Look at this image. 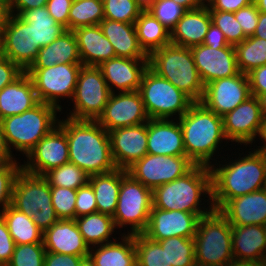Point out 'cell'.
Wrapping results in <instances>:
<instances>
[{
  "instance_id": "cell-32",
  "label": "cell",
  "mask_w": 266,
  "mask_h": 266,
  "mask_svg": "<svg viewBox=\"0 0 266 266\" xmlns=\"http://www.w3.org/2000/svg\"><path fill=\"white\" fill-rule=\"evenodd\" d=\"M121 236L120 242L112 238L113 242L98 245L96 250L90 247L89 254L96 266H137L134 235Z\"/></svg>"
},
{
  "instance_id": "cell-64",
  "label": "cell",
  "mask_w": 266,
  "mask_h": 266,
  "mask_svg": "<svg viewBox=\"0 0 266 266\" xmlns=\"http://www.w3.org/2000/svg\"><path fill=\"white\" fill-rule=\"evenodd\" d=\"M226 266H261V263L233 260Z\"/></svg>"
},
{
  "instance_id": "cell-74",
  "label": "cell",
  "mask_w": 266,
  "mask_h": 266,
  "mask_svg": "<svg viewBox=\"0 0 266 266\" xmlns=\"http://www.w3.org/2000/svg\"><path fill=\"white\" fill-rule=\"evenodd\" d=\"M264 229H265V235H266V223H265V225H264Z\"/></svg>"
},
{
  "instance_id": "cell-25",
  "label": "cell",
  "mask_w": 266,
  "mask_h": 266,
  "mask_svg": "<svg viewBox=\"0 0 266 266\" xmlns=\"http://www.w3.org/2000/svg\"><path fill=\"white\" fill-rule=\"evenodd\" d=\"M46 252L85 256L90 248L85 243L75 219H59L43 232Z\"/></svg>"
},
{
  "instance_id": "cell-52",
  "label": "cell",
  "mask_w": 266,
  "mask_h": 266,
  "mask_svg": "<svg viewBox=\"0 0 266 266\" xmlns=\"http://www.w3.org/2000/svg\"><path fill=\"white\" fill-rule=\"evenodd\" d=\"M73 0H48L46 8L57 23L68 30L69 11Z\"/></svg>"
},
{
  "instance_id": "cell-41",
  "label": "cell",
  "mask_w": 266,
  "mask_h": 266,
  "mask_svg": "<svg viewBox=\"0 0 266 266\" xmlns=\"http://www.w3.org/2000/svg\"><path fill=\"white\" fill-rule=\"evenodd\" d=\"M43 177L50 186L77 190L89 182V175L70 162L46 172Z\"/></svg>"
},
{
  "instance_id": "cell-24",
  "label": "cell",
  "mask_w": 266,
  "mask_h": 266,
  "mask_svg": "<svg viewBox=\"0 0 266 266\" xmlns=\"http://www.w3.org/2000/svg\"><path fill=\"white\" fill-rule=\"evenodd\" d=\"M147 152L152 155H186L179 121L150 119L147 122Z\"/></svg>"
},
{
  "instance_id": "cell-36",
  "label": "cell",
  "mask_w": 266,
  "mask_h": 266,
  "mask_svg": "<svg viewBox=\"0 0 266 266\" xmlns=\"http://www.w3.org/2000/svg\"><path fill=\"white\" fill-rule=\"evenodd\" d=\"M19 17L32 25L34 43L40 49L59 37L66 28L50 16L45 6L23 11Z\"/></svg>"
},
{
  "instance_id": "cell-73",
  "label": "cell",
  "mask_w": 266,
  "mask_h": 266,
  "mask_svg": "<svg viewBox=\"0 0 266 266\" xmlns=\"http://www.w3.org/2000/svg\"><path fill=\"white\" fill-rule=\"evenodd\" d=\"M211 0H203L204 4H208ZM206 2V3H205Z\"/></svg>"
},
{
  "instance_id": "cell-21",
  "label": "cell",
  "mask_w": 266,
  "mask_h": 266,
  "mask_svg": "<svg viewBox=\"0 0 266 266\" xmlns=\"http://www.w3.org/2000/svg\"><path fill=\"white\" fill-rule=\"evenodd\" d=\"M111 153L119 169H127L147 152V122L109 131Z\"/></svg>"
},
{
  "instance_id": "cell-47",
  "label": "cell",
  "mask_w": 266,
  "mask_h": 266,
  "mask_svg": "<svg viewBox=\"0 0 266 266\" xmlns=\"http://www.w3.org/2000/svg\"><path fill=\"white\" fill-rule=\"evenodd\" d=\"M148 11L171 32L187 10L173 0H157Z\"/></svg>"
},
{
  "instance_id": "cell-17",
  "label": "cell",
  "mask_w": 266,
  "mask_h": 266,
  "mask_svg": "<svg viewBox=\"0 0 266 266\" xmlns=\"http://www.w3.org/2000/svg\"><path fill=\"white\" fill-rule=\"evenodd\" d=\"M22 170L43 176L49 170L69 162V146L66 133L57 125L27 154Z\"/></svg>"
},
{
  "instance_id": "cell-68",
  "label": "cell",
  "mask_w": 266,
  "mask_h": 266,
  "mask_svg": "<svg viewBox=\"0 0 266 266\" xmlns=\"http://www.w3.org/2000/svg\"><path fill=\"white\" fill-rule=\"evenodd\" d=\"M260 12L266 13V0H253Z\"/></svg>"
},
{
  "instance_id": "cell-29",
  "label": "cell",
  "mask_w": 266,
  "mask_h": 266,
  "mask_svg": "<svg viewBox=\"0 0 266 266\" xmlns=\"http://www.w3.org/2000/svg\"><path fill=\"white\" fill-rule=\"evenodd\" d=\"M211 22L207 5L187 10L171 30V43L187 48L203 44Z\"/></svg>"
},
{
  "instance_id": "cell-8",
  "label": "cell",
  "mask_w": 266,
  "mask_h": 266,
  "mask_svg": "<svg viewBox=\"0 0 266 266\" xmlns=\"http://www.w3.org/2000/svg\"><path fill=\"white\" fill-rule=\"evenodd\" d=\"M11 206L31 217L43 232L59 220L52 205L47 180L23 170L15 180Z\"/></svg>"
},
{
  "instance_id": "cell-50",
  "label": "cell",
  "mask_w": 266,
  "mask_h": 266,
  "mask_svg": "<svg viewBox=\"0 0 266 266\" xmlns=\"http://www.w3.org/2000/svg\"><path fill=\"white\" fill-rule=\"evenodd\" d=\"M259 13L260 11L254 2L246 7L240 8L234 13L236 20L239 22L247 37L253 36L258 25Z\"/></svg>"
},
{
  "instance_id": "cell-72",
  "label": "cell",
  "mask_w": 266,
  "mask_h": 266,
  "mask_svg": "<svg viewBox=\"0 0 266 266\" xmlns=\"http://www.w3.org/2000/svg\"><path fill=\"white\" fill-rule=\"evenodd\" d=\"M263 189L266 190V176H265V182H264V187H263Z\"/></svg>"
},
{
  "instance_id": "cell-16",
  "label": "cell",
  "mask_w": 266,
  "mask_h": 266,
  "mask_svg": "<svg viewBox=\"0 0 266 266\" xmlns=\"http://www.w3.org/2000/svg\"><path fill=\"white\" fill-rule=\"evenodd\" d=\"M150 120L139 91L111 93L96 120L106 131L146 123Z\"/></svg>"
},
{
  "instance_id": "cell-4",
  "label": "cell",
  "mask_w": 266,
  "mask_h": 266,
  "mask_svg": "<svg viewBox=\"0 0 266 266\" xmlns=\"http://www.w3.org/2000/svg\"><path fill=\"white\" fill-rule=\"evenodd\" d=\"M183 133L186 156L195 165L210 167L219 143L226 139L223 118L209 110L201 102H194L189 110L178 118Z\"/></svg>"
},
{
  "instance_id": "cell-9",
  "label": "cell",
  "mask_w": 266,
  "mask_h": 266,
  "mask_svg": "<svg viewBox=\"0 0 266 266\" xmlns=\"http://www.w3.org/2000/svg\"><path fill=\"white\" fill-rule=\"evenodd\" d=\"M138 91L150 119H170L173 115L180 118L194 103L188 95L149 67L144 72Z\"/></svg>"
},
{
  "instance_id": "cell-13",
  "label": "cell",
  "mask_w": 266,
  "mask_h": 266,
  "mask_svg": "<svg viewBox=\"0 0 266 266\" xmlns=\"http://www.w3.org/2000/svg\"><path fill=\"white\" fill-rule=\"evenodd\" d=\"M194 166L186 155L165 156L147 153L126 170L134 180L153 190L184 176Z\"/></svg>"
},
{
  "instance_id": "cell-42",
  "label": "cell",
  "mask_w": 266,
  "mask_h": 266,
  "mask_svg": "<svg viewBox=\"0 0 266 266\" xmlns=\"http://www.w3.org/2000/svg\"><path fill=\"white\" fill-rule=\"evenodd\" d=\"M137 266H168L166 250L143 234H134Z\"/></svg>"
},
{
  "instance_id": "cell-26",
  "label": "cell",
  "mask_w": 266,
  "mask_h": 266,
  "mask_svg": "<svg viewBox=\"0 0 266 266\" xmlns=\"http://www.w3.org/2000/svg\"><path fill=\"white\" fill-rule=\"evenodd\" d=\"M74 33L83 66L98 67L104 61L116 57L114 47L99 24L76 28Z\"/></svg>"
},
{
  "instance_id": "cell-56",
  "label": "cell",
  "mask_w": 266,
  "mask_h": 266,
  "mask_svg": "<svg viewBox=\"0 0 266 266\" xmlns=\"http://www.w3.org/2000/svg\"><path fill=\"white\" fill-rule=\"evenodd\" d=\"M253 0H211L207 5L209 10L235 13L240 8L248 6Z\"/></svg>"
},
{
  "instance_id": "cell-6",
  "label": "cell",
  "mask_w": 266,
  "mask_h": 266,
  "mask_svg": "<svg viewBox=\"0 0 266 266\" xmlns=\"http://www.w3.org/2000/svg\"><path fill=\"white\" fill-rule=\"evenodd\" d=\"M56 112L61 110L54 105L39 102L30 110L0 120L10 151L13 146V149L27 156L58 125Z\"/></svg>"
},
{
  "instance_id": "cell-43",
  "label": "cell",
  "mask_w": 266,
  "mask_h": 266,
  "mask_svg": "<svg viewBox=\"0 0 266 266\" xmlns=\"http://www.w3.org/2000/svg\"><path fill=\"white\" fill-rule=\"evenodd\" d=\"M104 18L135 24L142 10L135 0H103Z\"/></svg>"
},
{
  "instance_id": "cell-60",
  "label": "cell",
  "mask_w": 266,
  "mask_h": 266,
  "mask_svg": "<svg viewBox=\"0 0 266 266\" xmlns=\"http://www.w3.org/2000/svg\"><path fill=\"white\" fill-rule=\"evenodd\" d=\"M0 158H14L12 155V151H10L6 143L5 134L3 132L1 121H0Z\"/></svg>"
},
{
  "instance_id": "cell-23",
  "label": "cell",
  "mask_w": 266,
  "mask_h": 266,
  "mask_svg": "<svg viewBox=\"0 0 266 266\" xmlns=\"http://www.w3.org/2000/svg\"><path fill=\"white\" fill-rule=\"evenodd\" d=\"M219 212L230 225L248 226L266 223V190L251 192L229 200Z\"/></svg>"
},
{
  "instance_id": "cell-53",
  "label": "cell",
  "mask_w": 266,
  "mask_h": 266,
  "mask_svg": "<svg viewBox=\"0 0 266 266\" xmlns=\"http://www.w3.org/2000/svg\"><path fill=\"white\" fill-rule=\"evenodd\" d=\"M23 72L17 64L0 54V91L16 80Z\"/></svg>"
},
{
  "instance_id": "cell-38",
  "label": "cell",
  "mask_w": 266,
  "mask_h": 266,
  "mask_svg": "<svg viewBox=\"0 0 266 266\" xmlns=\"http://www.w3.org/2000/svg\"><path fill=\"white\" fill-rule=\"evenodd\" d=\"M234 47L241 73L248 74L266 64V39L250 36Z\"/></svg>"
},
{
  "instance_id": "cell-62",
  "label": "cell",
  "mask_w": 266,
  "mask_h": 266,
  "mask_svg": "<svg viewBox=\"0 0 266 266\" xmlns=\"http://www.w3.org/2000/svg\"><path fill=\"white\" fill-rule=\"evenodd\" d=\"M8 15V3L4 0H0V31L5 24Z\"/></svg>"
},
{
  "instance_id": "cell-11",
  "label": "cell",
  "mask_w": 266,
  "mask_h": 266,
  "mask_svg": "<svg viewBox=\"0 0 266 266\" xmlns=\"http://www.w3.org/2000/svg\"><path fill=\"white\" fill-rule=\"evenodd\" d=\"M82 66V63H58L48 68H28L25 72L33 82L39 102L62 110L59 98L72 100Z\"/></svg>"
},
{
  "instance_id": "cell-30",
  "label": "cell",
  "mask_w": 266,
  "mask_h": 266,
  "mask_svg": "<svg viewBox=\"0 0 266 266\" xmlns=\"http://www.w3.org/2000/svg\"><path fill=\"white\" fill-rule=\"evenodd\" d=\"M99 25L114 47L116 57L148 59L138 42L135 24L104 18Z\"/></svg>"
},
{
  "instance_id": "cell-40",
  "label": "cell",
  "mask_w": 266,
  "mask_h": 266,
  "mask_svg": "<svg viewBox=\"0 0 266 266\" xmlns=\"http://www.w3.org/2000/svg\"><path fill=\"white\" fill-rule=\"evenodd\" d=\"M166 250L168 266H194V238L171 237L157 241Z\"/></svg>"
},
{
  "instance_id": "cell-34",
  "label": "cell",
  "mask_w": 266,
  "mask_h": 266,
  "mask_svg": "<svg viewBox=\"0 0 266 266\" xmlns=\"http://www.w3.org/2000/svg\"><path fill=\"white\" fill-rule=\"evenodd\" d=\"M140 47L149 56L153 51L171 43V32L149 11H142L135 21Z\"/></svg>"
},
{
  "instance_id": "cell-51",
  "label": "cell",
  "mask_w": 266,
  "mask_h": 266,
  "mask_svg": "<svg viewBox=\"0 0 266 266\" xmlns=\"http://www.w3.org/2000/svg\"><path fill=\"white\" fill-rule=\"evenodd\" d=\"M15 242L11 237L7 224L0 216V266H6L13 255Z\"/></svg>"
},
{
  "instance_id": "cell-59",
  "label": "cell",
  "mask_w": 266,
  "mask_h": 266,
  "mask_svg": "<svg viewBox=\"0 0 266 266\" xmlns=\"http://www.w3.org/2000/svg\"><path fill=\"white\" fill-rule=\"evenodd\" d=\"M253 36L261 39H266V13H259L258 25Z\"/></svg>"
},
{
  "instance_id": "cell-55",
  "label": "cell",
  "mask_w": 266,
  "mask_h": 266,
  "mask_svg": "<svg viewBox=\"0 0 266 266\" xmlns=\"http://www.w3.org/2000/svg\"><path fill=\"white\" fill-rule=\"evenodd\" d=\"M81 256L46 252L44 266H79Z\"/></svg>"
},
{
  "instance_id": "cell-39",
  "label": "cell",
  "mask_w": 266,
  "mask_h": 266,
  "mask_svg": "<svg viewBox=\"0 0 266 266\" xmlns=\"http://www.w3.org/2000/svg\"><path fill=\"white\" fill-rule=\"evenodd\" d=\"M103 19V0H73L69 11L68 30L98 25Z\"/></svg>"
},
{
  "instance_id": "cell-1",
  "label": "cell",
  "mask_w": 266,
  "mask_h": 266,
  "mask_svg": "<svg viewBox=\"0 0 266 266\" xmlns=\"http://www.w3.org/2000/svg\"><path fill=\"white\" fill-rule=\"evenodd\" d=\"M58 126L66 133L69 162L89 176L105 174L117 169L110 145L109 132L96 120H59Z\"/></svg>"
},
{
  "instance_id": "cell-58",
  "label": "cell",
  "mask_w": 266,
  "mask_h": 266,
  "mask_svg": "<svg viewBox=\"0 0 266 266\" xmlns=\"http://www.w3.org/2000/svg\"><path fill=\"white\" fill-rule=\"evenodd\" d=\"M203 44L213 49L223 48L230 45L223 32L212 22L208 28Z\"/></svg>"
},
{
  "instance_id": "cell-28",
  "label": "cell",
  "mask_w": 266,
  "mask_h": 266,
  "mask_svg": "<svg viewBox=\"0 0 266 266\" xmlns=\"http://www.w3.org/2000/svg\"><path fill=\"white\" fill-rule=\"evenodd\" d=\"M38 103L33 82L24 71L0 91V120L30 110Z\"/></svg>"
},
{
  "instance_id": "cell-10",
  "label": "cell",
  "mask_w": 266,
  "mask_h": 266,
  "mask_svg": "<svg viewBox=\"0 0 266 266\" xmlns=\"http://www.w3.org/2000/svg\"><path fill=\"white\" fill-rule=\"evenodd\" d=\"M153 207L152 190L128 173L122 178L113 220L116 228L131 226L127 234H142Z\"/></svg>"
},
{
  "instance_id": "cell-22",
  "label": "cell",
  "mask_w": 266,
  "mask_h": 266,
  "mask_svg": "<svg viewBox=\"0 0 266 266\" xmlns=\"http://www.w3.org/2000/svg\"><path fill=\"white\" fill-rule=\"evenodd\" d=\"M98 67L111 93H114V88L118 92H131L139 90L144 72L149 67V59L115 57Z\"/></svg>"
},
{
  "instance_id": "cell-37",
  "label": "cell",
  "mask_w": 266,
  "mask_h": 266,
  "mask_svg": "<svg viewBox=\"0 0 266 266\" xmlns=\"http://www.w3.org/2000/svg\"><path fill=\"white\" fill-rule=\"evenodd\" d=\"M75 221L89 248L93 245L96 249V245L112 242L109 237L116 229L112 216L96 212L77 217Z\"/></svg>"
},
{
  "instance_id": "cell-27",
  "label": "cell",
  "mask_w": 266,
  "mask_h": 266,
  "mask_svg": "<svg viewBox=\"0 0 266 266\" xmlns=\"http://www.w3.org/2000/svg\"><path fill=\"white\" fill-rule=\"evenodd\" d=\"M234 260L262 263L266 259V235L263 225H231Z\"/></svg>"
},
{
  "instance_id": "cell-31",
  "label": "cell",
  "mask_w": 266,
  "mask_h": 266,
  "mask_svg": "<svg viewBox=\"0 0 266 266\" xmlns=\"http://www.w3.org/2000/svg\"><path fill=\"white\" fill-rule=\"evenodd\" d=\"M58 63H82L74 31L66 30L42 47L29 68H48Z\"/></svg>"
},
{
  "instance_id": "cell-5",
  "label": "cell",
  "mask_w": 266,
  "mask_h": 266,
  "mask_svg": "<svg viewBox=\"0 0 266 266\" xmlns=\"http://www.w3.org/2000/svg\"><path fill=\"white\" fill-rule=\"evenodd\" d=\"M149 68L167 79L194 102H200L204 84L196 69L190 48L172 43L153 51L149 56Z\"/></svg>"
},
{
  "instance_id": "cell-45",
  "label": "cell",
  "mask_w": 266,
  "mask_h": 266,
  "mask_svg": "<svg viewBox=\"0 0 266 266\" xmlns=\"http://www.w3.org/2000/svg\"><path fill=\"white\" fill-rule=\"evenodd\" d=\"M45 254L43 243L15 245L11 260L6 266H44Z\"/></svg>"
},
{
  "instance_id": "cell-20",
  "label": "cell",
  "mask_w": 266,
  "mask_h": 266,
  "mask_svg": "<svg viewBox=\"0 0 266 266\" xmlns=\"http://www.w3.org/2000/svg\"><path fill=\"white\" fill-rule=\"evenodd\" d=\"M190 49L196 69L204 85L240 73L234 45L213 49L201 44Z\"/></svg>"
},
{
  "instance_id": "cell-70",
  "label": "cell",
  "mask_w": 266,
  "mask_h": 266,
  "mask_svg": "<svg viewBox=\"0 0 266 266\" xmlns=\"http://www.w3.org/2000/svg\"><path fill=\"white\" fill-rule=\"evenodd\" d=\"M194 266H216V265H209V264H197V263H195V265Z\"/></svg>"
},
{
  "instance_id": "cell-46",
  "label": "cell",
  "mask_w": 266,
  "mask_h": 266,
  "mask_svg": "<svg viewBox=\"0 0 266 266\" xmlns=\"http://www.w3.org/2000/svg\"><path fill=\"white\" fill-rule=\"evenodd\" d=\"M51 201L59 219H75L77 190L50 186Z\"/></svg>"
},
{
  "instance_id": "cell-69",
  "label": "cell",
  "mask_w": 266,
  "mask_h": 266,
  "mask_svg": "<svg viewBox=\"0 0 266 266\" xmlns=\"http://www.w3.org/2000/svg\"><path fill=\"white\" fill-rule=\"evenodd\" d=\"M15 158H0V170H2L8 163L14 162Z\"/></svg>"
},
{
  "instance_id": "cell-66",
  "label": "cell",
  "mask_w": 266,
  "mask_h": 266,
  "mask_svg": "<svg viewBox=\"0 0 266 266\" xmlns=\"http://www.w3.org/2000/svg\"><path fill=\"white\" fill-rule=\"evenodd\" d=\"M79 266H96L94 263V259L90 254L81 256L80 265Z\"/></svg>"
},
{
  "instance_id": "cell-7",
  "label": "cell",
  "mask_w": 266,
  "mask_h": 266,
  "mask_svg": "<svg viewBox=\"0 0 266 266\" xmlns=\"http://www.w3.org/2000/svg\"><path fill=\"white\" fill-rule=\"evenodd\" d=\"M194 253L197 264L226 266L234 260L231 225L218 210L199 218Z\"/></svg>"
},
{
  "instance_id": "cell-63",
  "label": "cell",
  "mask_w": 266,
  "mask_h": 266,
  "mask_svg": "<svg viewBox=\"0 0 266 266\" xmlns=\"http://www.w3.org/2000/svg\"><path fill=\"white\" fill-rule=\"evenodd\" d=\"M157 0H135L136 5L142 11H148Z\"/></svg>"
},
{
  "instance_id": "cell-57",
  "label": "cell",
  "mask_w": 266,
  "mask_h": 266,
  "mask_svg": "<svg viewBox=\"0 0 266 266\" xmlns=\"http://www.w3.org/2000/svg\"><path fill=\"white\" fill-rule=\"evenodd\" d=\"M47 1L48 0H9L8 12L9 14L19 16L23 11L46 6Z\"/></svg>"
},
{
  "instance_id": "cell-61",
  "label": "cell",
  "mask_w": 266,
  "mask_h": 266,
  "mask_svg": "<svg viewBox=\"0 0 266 266\" xmlns=\"http://www.w3.org/2000/svg\"><path fill=\"white\" fill-rule=\"evenodd\" d=\"M175 3L179 4L186 10L198 9L206 4H204L203 0H173Z\"/></svg>"
},
{
  "instance_id": "cell-19",
  "label": "cell",
  "mask_w": 266,
  "mask_h": 266,
  "mask_svg": "<svg viewBox=\"0 0 266 266\" xmlns=\"http://www.w3.org/2000/svg\"><path fill=\"white\" fill-rule=\"evenodd\" d=\"M198 221L199 217L194 213L152 207L148 225L142 234L156 242L171 237L194 238Z\"/></svg>"
},
{
  "instance_id": "cell-15",
  "label": "cell",
  "mask_w": 266,
  "mask_h": 266,
  "mask_svg": "<svg viewBox=\"0 0 266 266\" xmlns=\"http://www.w3.org/2000/svg\"><path fill=\"white\" fill-rule=\"evenodd\" d=\"M250 96L248 75L240 72L235 76L217 79L206 84L200 102L223 117Z\"/></svg>"
},
{
  "instance_id": "cell-48",
  "label": "cell",
  "mask_w": 266,
  "mask_h": 266,
  "mask_svg": "<svg viewBox=\"0 0 266 266\" xmlns=\"http://www.w3.org/2000/svg\"><path fill=\"white\" fill-rule=\"evenodd\" d=\"M22 170V165L17 161L8 163L0 170V206L5 209L11 205L13 188L18 174Z\"/></svg>"
},
{
  "instance_id": "cell-67",
  "label": "cell",
  "mask_w": 266,
  "mask_h": 266,
  "mask_svg": "<svg viewBox=\"0 0 266 266\" xmlns=\"http://www.w3.org/2000/svg\"><path fill=\"white\" fill-rule=\"evenodd\" d=\"M260 138L263 139L261 141H263L264 144L263 146H258V149L266 151V118L264 119V122H263V130H262V134Z\"/></svg>"
},
{
  "instance_id": "cell-18",
  "label": "cell",
  "mask_w": 266,
  "mask_h": 266,
  "mask_svg": "<svg viewBox=\"0 0 266 266\" xmlns=\"http://www.w3.org/2000/svg\"><path fill=\"white\" fill-rule=\"evenodd\" d=\"M222 118L225 137L231 142L247 145L253 143L257 135L261 137L264 120L258 98L254 95Z\"/></svg>"
},
{
  "instance_id": "cell-35",
  "label": "cell",
  "mask_w": 266,
  "mask_h": 266,
  "mask_svg": "<svg viewBox=\"0 0 266 266\" xmlns=\"http://www.w3.org/2000/svg\"><path fill=\"white\" fill-rule=\"evenodd\" d=\"M0 216L6 222L16 245L43 243V231L32 221L31 217L11 205L0 210Z\"/></svg>"
},
{
  "instance_id": "cell-71",
  "label": "cell",
  "mask_w": 266,
  "mask_h": 266,
  "mask_svg": "<svg viewBox=\"0 0 266 266\" xmlns=\"http://www.w3.org/2000/svg\"><path fill=\"white\" fill-rule=\"evenodd\" d=\"M261 266H266V259L261 263Z\"/></svg>"
},
{
  "instance_id": "cell-3",
  "label": "cell",
  "mask_w": 266,
  "mask_h": 266,
  "mask_svg": "<svg viewBox=\"0 0 266 266\" xmlns=\"http://www.w3.org/2000/svg\"><path fill=\"white\" fill-rule=\"evenodd\" d=\"M201 195H208L211 200V171L208 166L195 165L184 176L152 190L153 207L166 211H185L196 214L199 218L210 214L214 207H201ZM204 208V209H201ZM206 209V210H205Z\"/></svg>"
},
{
  "instance_id": "cell-54",
  "label": "cell",
  "mask_w": 266,
  "mask_h": 266,
  "mask_svg": "<svg viewBox=\"0 0 266 266\" xmlns=\"http://www.w3.org/2000/svg\"><path fill=\"white\" fill-rule=\"evenodd\" d=\"M251 95L259 97L266 94V64L253 69L247 74Z\"/></svg>"
},
{
  "instance_id": "cell-49",
  "label": "cell",
  "mask_w": 266,
  "mask_h": 266,
  "mask_svg": "<svg viewBox=\"0 0 266 266\" xmlns=\"http://www.w3.org/2000/svg\"><path fill=\"white\" fill-rule=\"evenodd\" d=\"M97 212V204L92 186L87 183L77 189L75 218Z\"/></svg>"
},
{
  "instance_id": "cell-44",
  "label": "cell",
  "mask_w": 266,
  "mask_h": 266,
  "mask_svg": "<svg viewBox=\"0 0 266 266\" xmlns=\"http://www.w3.org/2000/svg\"><path fill=\"white\" fill-rule=\"evenodd\" d=\"M209 12L212 23L223 32L230 45L235 46L247 38L234 13L218 10H209Z\"/></svg>"
},
{
  "instance_id": "cell-14",
  "label": "cell",
  "mask_w": 266,
  "mask_h": 266,
  "mask_svg": "<svg viewBox=\"0 0 266 266\" xmlns=\"http://www.w3.org/2000/svg\"><path fill=\"white\" fill-rule=\"evenodd\" d=\"M40 48L34 43L32 25L18 15L9 14L0 31V54L26 71Z\"/></svg>"
},
{
  "instance_id": "cell-2",
  "label": "cell",
  "mask_w": 266,
  "mask_h": 266,
  "mask_svg": "<svg viewBox=\"0 0 266 266\" xmlns=\"http://www.w3.org/2000/svg\"><path fill=\"white\" fill-rule=\"evenodd\" d=\"M240 158V159H238ZM215 167L211 171V201L220 210L229 200L263 189L266 176V151L254 149L245 157Z\"/></svg>"
},
{
  "instance_id": "cell-33",
  "label": "cell",
  "mask_w": 266,
  "mask_h": 266,
  "mask_svg": "<svg viewBox=\"0 0 266 266\" xmlns=\"http://www.w3.org/2000/svg\"><path fill=\"white\" fill-rule=\"evenodd\" d=\"M127 170L119 169L105 173L89 176V184L95 194L97 212L113 217L119 196L122 178Z\"/></svg>"
},
{
  "instance_id": "cell-65",
  "label": "cell",
  "mask_w": 266,
  "mask_h": 266,
  "mask_svg": "<svg viewBox=\"0 0 266 266\" xmlns=\"http://www.w3.org/2000/svg\"><path fill=\"white\" fill-rule=\"evenodd\" d=\"M257 98L260 104V111L264 120L266 118V94L260 95Z\"/></svg>"
},
{
  "instance_id": "cell-12",
  "label": "cell",
  "mask_w": 266,
  "mask_h": 266,
  "mask_svg": "<svg viewBox=\"0 0 266 266\" xmlns=\"http://www.w3.org/2000/svg\"><path fill=\"white\" fill-rule=\"evenodd\" d=\"M111 91L102 71L95 66H82L72 98L74 110L69 118L76 120H97L103 113Z\"/></svg>"
}]
</instances>
